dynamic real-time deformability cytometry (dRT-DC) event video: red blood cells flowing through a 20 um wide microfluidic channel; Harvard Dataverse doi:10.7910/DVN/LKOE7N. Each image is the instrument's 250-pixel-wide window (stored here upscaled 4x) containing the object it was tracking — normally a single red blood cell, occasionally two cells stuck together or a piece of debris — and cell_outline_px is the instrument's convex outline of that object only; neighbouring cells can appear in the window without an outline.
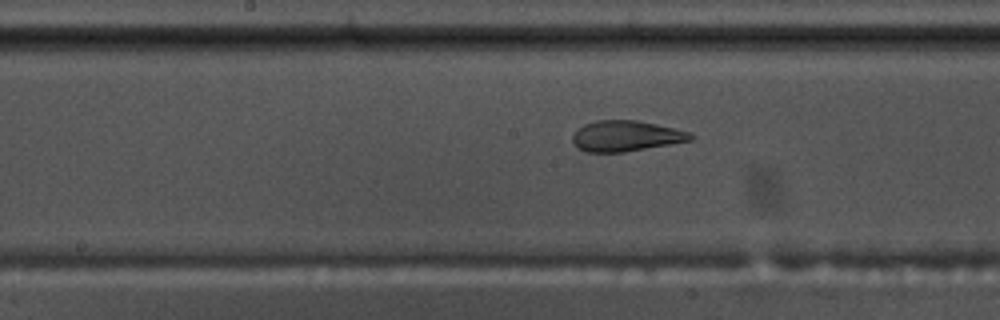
{"species": "common noctule bat (a hibernating species)", "species_latin": "Nyctalus noctula", "temperature_condition": "warm", "stored_images_in_passage": 41, "camera_frame_rate_fps": 3000, "um_per_image_px": 0.085, "animal": {"sex": "male", "body_mass_g": 17.5, "forearm_length_mm": 52.3}, "frame": {"image": 1, "passage_image": 14, "time_ms": 4.333, "image_size_px": [1000, 320], "cell_outline_px": [[696, 136], [692, 140], [624, 152], [584, 152], [576, 148], [572, 140], [572, 136], [584, 124], [596, 120], [636, 120], [656, 124], [692, 132]], "centroid_in_image_um": [53.21, 11.56], "position_along_channel_um": 195.0, "area_um2": 21.15}}
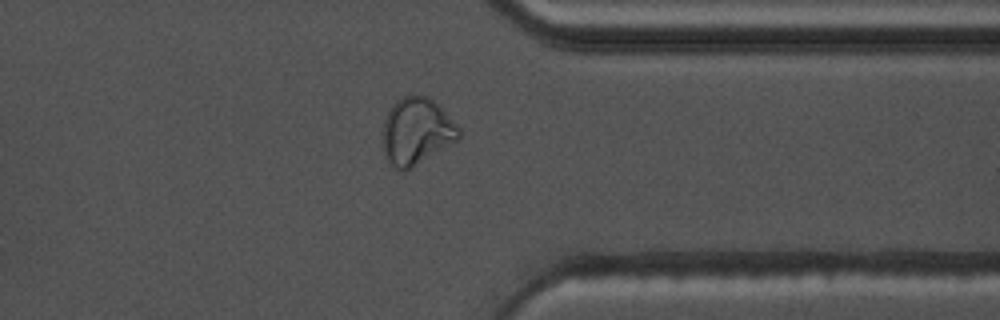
{"frame": {"image": 2, "passage_image": 29, "time_ms": 9.333, "image_size_px": [1000, 320], "cell_outline_px": [[460, 140], [404, 172], [400, 172], [388, 160], [384, 152], [384, 120], [392, 104], [396, 100], [404, 96], [428, 96], [460, 128]], "centroid_in_image_um": [35.42, 11.19], "position_along_channel_um": 376.0, "area_um2": 29.36}}
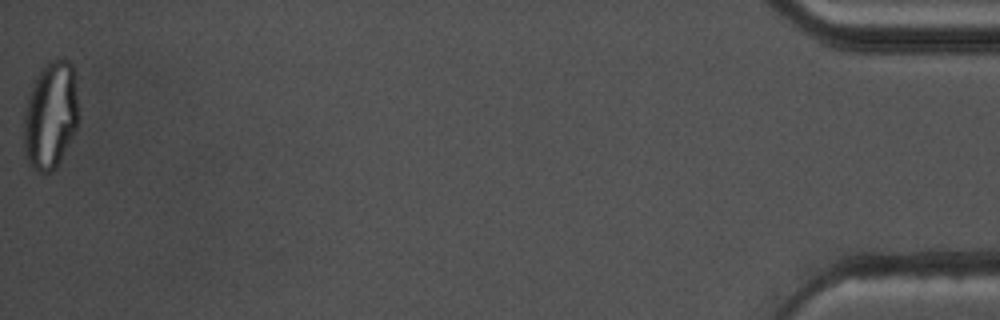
{"frame": {"image": 3, "passage_image": 41, "time_ms": 13.333, "image_size_px": [1000, 320], "cell_outline_px": [[80, 120], [76, 132], [56, 168], [52, 172], [40, 172], [28, 164], [24, 148], [24, 112], [28, 92], [36, 76], [44, 64], [48, 60], [56, 56], [68, 60], [72, 64], [80, 116]], "centroid_in_image_um": [4.31, 9.77], "position_along_channel_um": 430.9, "area_um2": 35.2}, "authors_computed_cell_mechanics": {"area_um2": 23.3512, "velocity_mm_per_s": 3.7035, "shape_relaxation_time_tau1_ms": null, "shape_relaxation_time_tau2_ms": 1.1215, "deformation_change_tau1": null, "deformation_change_tau2": 0.0905}}